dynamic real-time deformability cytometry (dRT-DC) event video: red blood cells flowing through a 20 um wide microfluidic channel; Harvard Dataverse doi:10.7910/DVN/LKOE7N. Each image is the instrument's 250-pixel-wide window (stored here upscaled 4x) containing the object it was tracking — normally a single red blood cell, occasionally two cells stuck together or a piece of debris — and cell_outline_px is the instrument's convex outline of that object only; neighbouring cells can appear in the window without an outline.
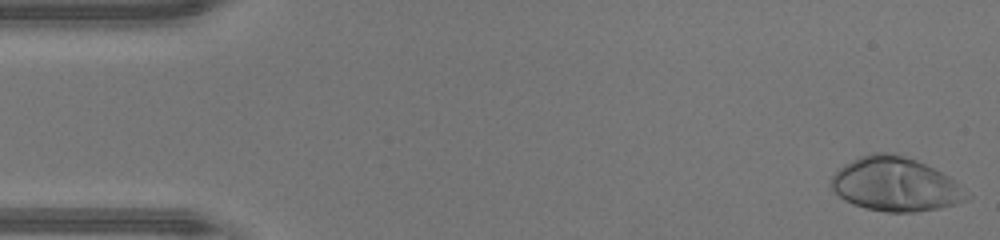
{"species": "human", "species_latin": "Homo sapiens", "temperature_condition": "warm", "stored_images_in_passage": 46, "camera_frame_rate_fps": 3000, "um_per_image_px": 0.085, "donor": {"sex": "male"}, "frame": {"image": 1, "passage_image": 1, "time_ms": 0.0, "image_size_px": [1000, 240], "cell_outline_px": [[972, 196], [964, 200], [940, 208], [912, 212], [888, 212], [864, 208], [852, 204], [844, 200], [828, 184], [832, 176], [844, 164], [860, 156], [872, 152], [888, 152], [904, 156], [916, 160], [956, 180]], "centroid_in_image_um": [76.09, 15.67], "position_along_channel_um": 8.9, "area_um2": 42.48}}
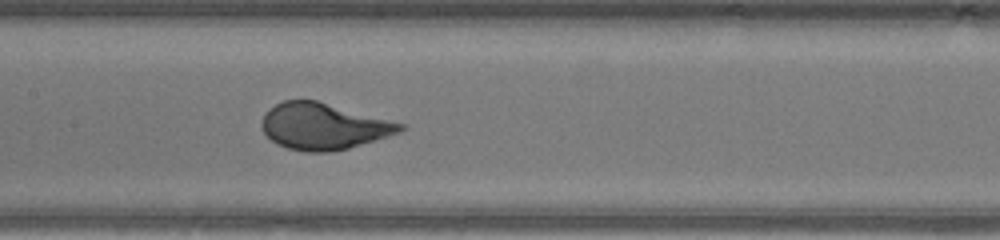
{"frame": {"image": 2, "passage_image": 22, "time_ms": 7.0, "image_size_px": [1000, 240], "cell_outline_px": [[404, 128], [400, 132], [388, 136], [348, 148], [328, 152], [308, 152], [288, 148], [276, 144], [264, 132], [260, 124], [264, 112], [268, 108], [284, 100], [316, 100], [404, 124]], "centroid_in_image_um": [27.44, 10.73], "position_along_channel_um": 180.0, "area_um2": 37.11}}
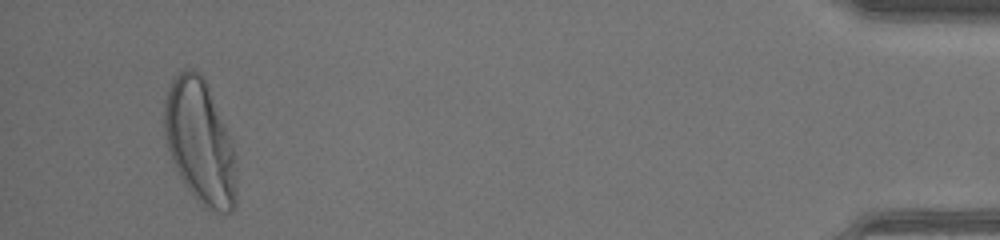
{"frame": {"image": 3, "passage_image": 44, "time_ms": 14.333, "image_size_px": [1000, 240], "cell_outline_px": [[236, 204], [232, 212], [220, 212], [208, 208], [184, 184], [172, 160], [164, 136], [164, 104], [168, 88], [172, 80], [184, 68], [188, 68], [200, 72], [208, 84], [232, 140], [236, 156]], "centroid_in_image_um": [17.02, 12.02], "position_along_channel_um": 418.2, "area_um2": 52.19}, "authors_computed_cell_mechanics": {"area_um2": 38.4081, "velocity_mm_per_s": 4.3936, "shape_relaxation_time_tau1_ms": 2.5753, "shape_relaxation_time_tau2_ms": null, "deformation_change_tau1": 0.2304, "deformation_change_tau2": null}}